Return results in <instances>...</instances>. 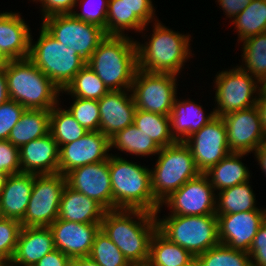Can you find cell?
<instances>
[{
  "label": "cell",
  "mask_w": 266,
  "mask_h": 266,
  "mask_svg": "<svg viewBox=\"0 0 266 266\" xmlns=\"http://www.w3.org/2000/svg\"><path fill=\"white\" fill-rule=\"evenodd\" d=\"M100 229L131 265L148 262L151 238L157 230L154 213L144 210H109L104 214Z\"/></svg>",
  "instance_id": "cell-1"
},
{
  "label": "cell",
  "mask_w": 266,
  "mask_h": 266,
  "mask_svg": "<svg viewBox=\"0 0 266 266\" xmlns=\"http://www.w3.org/2000/svg\"><path fill=\"white\" fill-rule=\"evenodd\" d=\"M86 64L109 91L131 90L138 69L136 40L107 35Z\"/></svg>",
  "instance_id": "cell-2"
},
{
  "label": "cell",
  "mask_w": 266,
  "mask_h": 266,
  "mask_svg": "<svg viewBox=\"0 0 266 266\" xmlns=\"http://www.w3.org/2000/svg\"><path fill=\"white\" fill-rule=\"evenodd\" d=\"M109 172L112 187L113 210H144L160 213V204L154 199L151 172L146 166L111 153Z\"/></svg>",
  "instance_id": "cell-3"
},
{
  "label": "cell",
  "mask_w": 266,
  "mask_h": 266,
  "mask_svg": "<svg viewBox=\"0 0 266 266\" xmlns=\"http://www.w3.org/2000/svg\"><path fill=\"white\" fill-rule=\"evenodd\" d=\"M153 24L151 39L143 44L136 41L138 69L178 76L184 63L193 57L191 35L168 29L159 20Z\"/></svg>",
  "instance_id": "cell-4"
},
{
  "label": "cell",
  "mask_w": 266,
  "mask_h": 266,
  "mask_svg": "<svg viewBox=\"0 0 266 266\" xmlns=\"http://www.w3.org/2000/svg\"><path fill=\"white\" fill-rule=\"evenodd\" d=\"M6 81L11 100L32 110H51L61 90L28 58L6 61Z\"/></svg>",
  "instance_id": "cell-5"
},
{
  "label": "cell",
  "mask_w": 266,
  "mask_h": 266,
  "mask_svg": "<svg viewBox=\"0 0 266 266\" xmlns=\"http://www.w3.org/2000/svg\"><path fill=\"white\" fill-rule=\"evenodd\" d=\"M39 35L35 44L30 37L28 59L63 90L87 62L74 49L57 41L42 26Z\"/></svg>",
  "instance_id": "cell-6"
},
{
  "label": "cell",
  "mask_w": 266,
  "mask_h": 266,
  "mask_svg": "<svg viewBox=\"0 0 266 266\" xmlns=\"http://www.w3.org/2000/svg\"><path fill=\"white\" fill-rule=\"evenodd\" d=\"M155 168L151 172V188L154 199L160 204L187 181L197 177V169L189 147L181 141L161 147Z\"/></svg>",
  "instance_id": "cell-7"
},
{
  "label": "cell",
  "mask_w": 266,
  "mask_h": 266,
  "mask_svg": "<svg viewBox=\"0 0 266 266\" xmlns=\"http://www.w3.org/2000/svg\"><path fill=\"white\" fill-rule=\"evenodd\" d=\"M155 215L157 230L195 257L219 244L217 215H168L163 219Z\"/></svg>",
  "instance_id": "cell-8"
},
{
  "label": "cell",
  "mask_w": 266,
  "mask_h": 266,
  "mask_svg": "<svg viewBox=\"0 0 266 266\" xmlns=\"http://www.w3.org/2000/svg\"><path fill=\"white\" fill-rule=\"evenodd\" d=\"M236 67L219 71L215 75L214 90L216 91L214 98L217 107L213 110L216 116L222 117L232 112L253 107L257 103L261 91L260 82L249 72L243 71L239 66Z\"/></svg>",
  "instance_id": "cell-9"
},
{
  "label": "cell",
  "mask_w": 266,
  "mask_h": 266,
  "mask_svg": "<svg viewBox=\"0 0 266 266\" xmlns=\"http://www.w3.org/2000/svg\"><path fill=\"white\" fill-rule=\"evenodd\" d=\"M41 26L61 44L70 47L86 62L107 36L103 28L84 22L72 14H57L42 19Z\"/></svg>",
  "instance_id": "cell-10"
},
{
  "label": "cell",
  "mask_w": 266,
  "mask_h": 266,
  "mask_svg": "<svg viewBox=\"0 0 266 266\" xmlns=\"http://www.w3.org/2000/svg\"><path fill=\"white\" fill-rule=\"evenodd\" d=\"M66 176L61 173L34 174L30 200L22 227H49L57 218L61 196L66 185Z\"/></svg>",
  "instance_id": "cell-11"
},
{
  "label": "cell",
  "mask_w": 266,
  "mask_h": 266,
  "mask_svg": "<svg viewBox=\"0 0 266 266\" xmlns=\"http://www.w3.org/2000/svg\"><path fill=\"white\" fill-rule=\"evenodd\" d=\"M177 76L137 69L131 92L137 109L170 116L177 97Z\"/></svg>",
  "instance_id": "cell-12"
},
{
  "label": "cell",
  "mask_w": 266,
  "mask_h": 266,
  "mask_svg": "<svg viewBox=\"0 0 266 266\" xmlns=\"http://www.w3.org/2000/svg\"><path fill=\"white\" fill-rule=\"evenodd\" d=\"M216 193L205 173L187 181L177 191L160 203L167 205L168 215L203 216L216 215Z\"/></svg>",
  "instance_id": "cell-13"
},
{
  "label": "cell",
  "mask_w": 266,
  "mask_h": 266,
  "mask_svg": "<svg viewBox=\"0 0 266 266\" xmlns=\"http://www.w3.org/2000/svg\"><path fill=\"white\" fill-rule=\"evenodd\" d=\"M184 143L189 147L197 169L206 173L232 153L227 143V129L221 116H215Z\"/></svg>",
  "instance_id": "cell-14"
},
{
  "label": "cell",
  "mask_w": 266,
  "mask_h": 266,
  "mask_svg": "<svg viewBox=\"0 0 266 266\" xmlns=\"http://www.w3.org/2000/svg\"><path fill=\"white\" fill-rule=\"evenodd\" d=\"M227 129L229 150L253 153L266 140L256 106L222 116Z\"/></svg>",
  "instance_id": "cell-15"
},
{
  "label": "cell",
  "mask_w": 266,
  "mask_h": 266,
  "mask_svg": "<svg viewBox=\"0 0 266 266\" xmlns=\"http://www.w3.org/2000/svg\"><path fill=\"white\" fill-rule=\"evenodd\" d=\"M110 139L100 131H88L82 138L59 148V173L106 161L110 157Z\"/></svg>",
  "instance_id": "cell-16"
},
{
  "label": "cell",
  "mask_w": 266,
  "mask_h": 266,
  "mask_svg": "<svg viewBox=\"0 0 266 266\" xmlns=\"http://www.w3.org/2000/svg\"><path fill=\"white\" fill-rule=\"evenodd\" d=\"M65 176L69 187L96 200L107 211L113 210L109 159L74 168Z\"/></svg>",
  "instance_id": "cell-17"
},
{
  "label": "cell",
  "mask_w": 266,
  "mask_h": 266,
  "mask_svg": "<svg viewBox=\"0 0 266 266\" xmlns=\"http://www.w3.org/2000/svg\"><path fill=\"white\" fill-rule=\"evenodd\" d=\"M219 243L249 252L253 239L266 219V211H247L217 215Z\"/></svg>",
  "instance_id": "cell-18"
},
{
  "label": "cell",
  "mask_w": 266,
  "mask_h": 266,
  "mask_svg": "<svg viewBox=\"0 0 266 266\" xmlns=\"http://www.w3.org/2000/svg\"><path fill=\"white\" fill-rule=\"evenodd\" d=\"M55 249L71 258L89 256L100 224L79 223L56 219L50 226Z\"/></svg>",
  "instance_id": "cell-19"
},
{
  "label": "cell",
  "mask_w": 266,
  "mask_h": 266,
  "mask_svg": "<svg viewBox=\"0 0 266 266\" xmlns=\"http://www.w3.org/2000/svg\"><path fill=\"white\" fill-rule=\"evenodd\" d=\"M98 105L99 131L109 139L127 126L133 125L137 108L131 90L109 91L98 100Z\"/></svg>",
  "instance_id": "cell-20"
},
{
  "label": "cell",
  "mask_w": 266,
  "mask_h": 266,
  "mask_svg": "<svg viewBox=\"0 0 266 266\" xmlns=\"http://www.w3.org/2000/svg\"><path fill=\"white\" fill-rule=\"evenodd\" d=\"M30 31L19 12L0 13V55L5 61L29 57Z\"/></svg>",
  "instance_id": "cell-21"
},
{
  "label": "cell",
  "mask_w": 266,
  "mask_h": 266,
  "mask_svg": "<svg viewBox=\"0 0 266 266\" xmlns=\"http://www.w3.org/2000/svg\"><path fill=\"white\" fill-rule=\"evenodd\" d=\"M21 172L35 175L59 173V147L50 132L19 148Z\"/></svg>",
  "instance_id": "cell-22"
},
{
  "label": "cell",
  "mask_w": 266,
  "mask_h": 266,
  "mask_svg": "<svg viewBox=\"0 0 266 266\" xmlns=\"http://www.w3.org/2000/svg\"><path fill=\"white\" fill-rule=\"evenodd\" d=\"M54 249L53 234L49 227H22L9 263L12 266H33Z\"/></svg>",
  "instance_id": "cell-23"
},
{
  "label": "cell",
  "mask_w": 266,
  "mask_h": 266,
  "mask_svg": "<svg viewBox=\"0 0 266 266\" xmlns=\"http://www.w3.org/2000/svg\"><path fill=\"white\" fill-rule=\"evenodd\" d=\"M34 174L19 172L8 175L0 192V207L4 218L21 221L30 200Z\"/></svg>",
  "instance_id": "cell-24"
},
{
  "label": "cell",
  "mask_w": 266,
  "mask_h": 266,
  "mask_svg": "<svg viewBox=\"0 0 266 266\" xmlns=\"http://www.w3.org/2000/svg\"><path fill=\"white\" fill-rule=\"evenodd\" d=\"M106 211L96 200L75 191L66 184L61 196L57 219L101 224Z\"/></svg>",
  "instance_id": "cell-25"
},
{
  "label": "cell",
  "mask_w": 266,
  "mask_h": 266,
  "mask_svg": "<svg viewBox=\"0 0 266 266\" xmlns=\"http://www.w3.org/2000/svg\"><path fill=\"white\" fill-rule=\"evenodd\" d=\"M177 98L174 99L170 114L171 133L176 141L184 142L216 115L214 110L205 115L202 106L193 102V100L183 99V101H180Z\"/></svg>",
  "instance_id": "cell-26"
},
{
  "label": "cell",
  "mask_w": 266,
  "mask_h": 266,
  "mask_svg": "<svg viewBox=\"0 0 266 266\" xmlns=\"http://www.w3.org/2000/svg\"><path fill=\"white\" fill-rule=\"evenodd\" d=\"M247 154L232 152L205 173L215 192L250 180L252 175L240 160Z\"/></svg>",
  "instance_id": "cell-27"
},
{
  "label": "cell",
  "mask_w": 266,
  "mask_h": 266,
  "mask_svg": "<svg viewBox=\"0 0 266 266\" xmlns=\"http://www.w3.org/2000/svg\"><path fill=\"white\" fill-rule=\"evenodd\" d=\"M50 130V110L26 109L20 120L10 131L8 141L17 148L43 137Z\"/></svg>",
  "instance_id": "cell-28"
},
{
  "label": "cell",
  "mask_w": 266,
  "mask_h": 266,
  "mask_svg": "<svg viewBox=\"0 0 266 266\" xmlns=\"http://www.w3.org/2000/svg\"><path fill=\"white\" fill-rule=\"evenodd\" d=\"M244 182L217 192L216 215L235 214L247 211H266L256 207V198L253 189Z\"/></svg>",
  "instance_id": "cell-29"
},
{
  "label": "cell",
  "mask_w": 266,
  "mask_h": 266,
  "mask_svg": "<svg viewBox=\"0 0 266 266\" xmlns=\"http://www.w3.org/2000/svg\"><path fill=\"white\" fill-rule=\"evenodd\" d=\"M194 258L189 251L168 240L158 230L153 234L148 259L152 266H184Z\"/></svg>",
  "instance_id": "cell-30"
},
{
  "label": "cell",
  "mask_w": 266,
  "mask_h": 266,
  "mask_svg": "<svg viewBox=\"0 0 266 266\" xmlns=\"http://www.w3.org/2000/svg\"><path fill=\"white\" fill-rule=\"evenodd\" d=\"M110 148L130 153V155L150 156L156 155L160 147L134 124L127 126L110 138Z\"/></svg>",
  "instance_id": "cell-31"
},
{
  "label": "cell",
  "mask_w": 266,
  "mask_h": 266,
  "mask_svg": "<svg viewBox=\"0 0 266 266\" xmlns=\"http://www.w3.org/2000/svg\"><path fill=\"white\" fill-rule=\"evenodd\" d=\"M133 124L160 148L177 142L171 133L170 116L136 109Z\"/></svg>",
  "instance_id": "cell-32"
},
{
  "label": "cell",
  "mask_w": 266,
  "mask_h": 266,
  "mask_svg": "<svg viewBox=\"0 0 266 266\" xmlns=\"http://www.w3.org/2000/svg\"><path fill=\"white\" fill-rule=\"evenodd\" d=\"M146 24L129 10L126 0H109L106 20V35L124 36V30H145Z\"/></svg>",
  "instance_id": "cell-33"
},
{
  "label": "cell",
  "mask_w": 266,
  "mask_h": 266,
  "mask_svg": "<svg viewBox=\"0 0 266 266\" xmlns=\"http://www.w3.org/2000/svg\"><path fill=\"white\" fill-rule=\"evenodd\" d=\"M59 103L50 110V134L58 147L82 138L88 131L81 126L68 111L59 107Z\"/></svg>",
  "instance_id": "cell-34"
},
{
  "label": "cell",
  "mask_w": 266,
  "mask_h": 266,
  "mask_svg": "<svg viewBox=\"0 0 266 266\" xmlns=\"http://www.w3.org/2000/svg\"><path fill=\"white\" fill-rule=\"evenodd\" d=\"M231 24H235L238 41L266 32V0H252Z\"/></svg>",
  "instance_id": "cell-35"
},
{
  "label": "cell",
  "mask_w": 266,
  "mask_h": 266,
  "mask_svg": "<svg viewBox=\"0 0 266 266\" xmlns=\"http://www.w3.org/2000/svg\"><path fill=\"white\" fill-rule=\"evenodd\" d=\"M241 42H243L242 63L245 64L239 67L261 82L266 76V32L251 36Z\"/></svg>",
  "instance_id": "cell-36"
},
{
  "label": "cell",
  "mask_w": 266,
  "mask_h": 266,
  "mask_svg": "<svg viewBox=\"0 0 266 266\" xmlns=\"http://www.w3.org/2000/svg\"><path fill=\"white\" fill-rule=\"evenodd\" d=\"M73 97L89 100H100L109 92L108 88L97 74L86 64L74 77V79L61 90Z\"/></svg>",
  "instance_id": "cell-37"
},
{
  "label": "cell",
  "mask_w": 266,
  "mask_h": 266,
  "mask_svg": "<svg viewBox=\"0 0 266 266\" xmlns=\"http://www.w3.org/2000/svg\"><path fill=\"white\" fill-rule=\"evenodd\" d=\"M200 266H252L250 255L218 244L196 256Z\"/></svg>",
  "instance_id": "cell-38"
},
{
  "label": "cell",
  "mask_w": 266,
  "mask_h": 266,
  "mask_svg": "<svg viewBox=\"0 0 266 266\" xmlns=\"http://www.w3.org/2000/svg\"><path fill=\"white\" fill-rule=\"evenodd\" d=\"M89 257L100 266H132L101 229L95 235Z\"/></svg>",
  "instance_id": "cell-39"
},
{
  "label": "cell",
  "mask_w": 266,
  "mask_h": 266,
  "mask_svg": "<svg viewBox=\"0 0 266 266\" xmlns=\"http://www.w3.org/2000/svg\"><path fill=\"white\" fill-rule=\"evenodd\" d=\"M68 111L87 131H99L100 112L98 100L74 97Z\"/></svg>",
  "instance_id": "cell-40"
},
{
  "label": "cell",
  "mask_w": 266,
  "mask_h": 266,
  "mask_svg": "<svg viewBox=\"0 0 266 266\" xmlns=\"http://www.w3.org/2000/svg\"><path fill=\"white\" fill-rule=\"evenodd\" d=\"M80 3H79V2ZM109 0H77L82 12L72 11V15L84 22L92 23L104 29L106 34V20Z\"/></svg>",
  "instance_id": "cell-41"
},
{
  "label": "cell",
  "mask_w": 266,
  "mask_h": 266,
  "mask_svg": "<svg viewBox=\"0 0 266 266\" xmlns=\"http://www.w3.org/2000/svg\"><path fill=\"white\" fill-rule=\"evenodd\" d=\"M22 225L19 220L3 218L0 220V254L8 261L12 259Z\"/></svg>",
  "instance_id": "cell-42"
},
{
  "label": "cell",
  "mask_w": 266,
  "mask_h": 266,
  "mask_svg": "<svg viewBox=\"0 0 266 266\" xmlns=\"http://www.w3.org/2000/svg\"><path fill=\"white\" fill-rule=\"evenodd\" d=\"M25 110L24 106L11 99L0 105V141L8 140L10 131Z\"/></svg>",
  "instance_id": "cell-43"
},
{
  "label": "cell",
  "mask_w": 266,
  "mask_h": 266,
  "mask_svg": "<svg viewBox=\"0 0 266 266\" xmlns=\"http://www.w3.org/2000/svg\"><path fill=\"white\" fill-rule=\"evenodd\" d=\"M0 172L8 175L21 172L19 148L8 140L0 141Z\"/></svg>",
  "instance_id": "cell-44"
},
{
  "label": "cell",
  "mask_w": 266,
  "mask_h": 266,
  "mask_svg": "<svg viewBox=\"0 0 266 266\" xmlns=\"http://www.w3.org/2000/svg\"><path fill=\"white\" fill-rule=\"evenodd\" d=\"M248 254L252 266H266V219L260 225Z\"/></svg>",
  "instance_id": "cell-45"
},
{
  "label": "cell",
  "mask_w": 266,
  "mask_h": 266,
  "mask_svg": "<svg viewBox=\"0 0 266 266\" xmlns=\"http://www.w3.org/2000/svg\"><path fill=\"white\" fill-rule=\"evenodd\" d=\"M40 2L42 17L46 18L57 14H71L77 4V0H33Z\"/></svg>",
  "instance_id": "cell-46"
},
{
  "label": "cell",
  "mask_w": 266,
  "mask_h": 266,
  "mask_svg": "<svg viewBox=\"0 0 266 266\" xmlns=\"http://www.w3.org/2000/svg\"><path fill=\"white\" fill-rule=\"evenodd\" d=\"M126 4L131 13H135L147 26L153 20L157 21L152 0H126Z\"/></svg>",
  "instance_id": "cell-47"
},
{
  "label": "cell",
  "mask_w": 266,
  "mask_h": 266,
  "mask_svg": "<svg viewBox=\"0 0 266 266\" xmlns=\"http://www.w3.org/2000/svg\"><path fill=\"white\" fill-rule=\"evenodd\" d=\"M72 258L65 255L58 249H54L52 252L44 255L33 266H70Z\"/></svg>",
  "instance_id": "cell-48"
},
{
  "label": "cell",
  "mask_w": 266,
  "mask_h": 266,
  "mask_svg": "<svg viewBox=\"0 0 266 266\" xmlns=\"http://www.w3.org/2000/svg\"><path fill=\"white\" fill-rule=\"evenodd\" d=\"M252 0H216L229 19H234Z\"/></svg>",
  "instance_id": "cell-49"
},
{
  "label": "cell",
  "mask_w": 266,
  "mask_h": 266,
  "mask_svg": "<svg viewBox=\"0 0 266 266\" xmlns=\"http://www.w3.org/2000/svg\"><path fill=\"white\" fill-rule=\"evenodd\" d=\"M255 106L259 113L262 128L266 134V91L265 90L261 89Z\"/></svg>",
  "instance_id": "cell-50"
},
{
  "label": "cell",
  "mask_w": 266,
  "mask_h": 266,
  "mask_svg": "<svg viewBox=\"0 0 266 266\" xmlns=\"http://www.w3.org/2000/svg\"><path fill=\"white\" fill-rule=\"evenodd\" d=\"M8 87L6 81L5 64L0 65V105L9 100Z\"/></svg>",
  "instance_id": "cell-51"
},
{
  "label": "cell",
  "mask_w": 266,
  "mask_h": 266,
  "mask_svg": "<svg viewBox=\"0 0 266 266\" xmlns=\"http://www.w3.org/2000/svg\"><path fill=\"white\" fill-rule=\"evenodd\" d=\"M254 155L266 176V140L255 150Z\"/></svg>",
  "instance_id": "cell-52"
},
{
  "label": "cell",
  "mask_w": 266,
  "mask_h": 266,
  "mask_svg": "<svg viewBox=\"0 0 266 266\" xmlns=\"http://www.w3.org/2000/svg\"><path fill=\"white\" fill-rule=\"evenodd\" d=\"M70 266H100L89 256L72 258Z\"/></svg>",
  "instance_id": "cell-53"
},
{
  "label": "cell",
  "mask_w": 266,
  "mask_h": 266,
  "mask_svg": "<svg viewBox=\"0 0 266 266\" xmlns=\"http://www.w3.org/2000/svg\"><path fill=\"white\" fill-rule=\"evenodd\" d=\"M8 174L7 173H2L0 172V192L5 184L6 178H7Z\"/></svg>",
  "instance_id": "cell-54"
},
{
  "label": "cell",
  "mask_w": 266,
  "mask_h": 266,
  "mask_svg": "<svg viewBox=\"0 0 266 266\" xmlns=\"http://www.w3.org/2000/svg\"><path fill=\"white\" fill-rule=\"evenodd\" d=\"M184 266H200V264L195 257L191 262H189L188 264H186Z\"/></svg>",
  "instance_id": "cell-55"
},
{
  "label": "cell",
  "mask_w": 266,
  "mask_h": 266,
  "mask_svg": "<svg viewBox=\"0 0 266 266\" xmlns=\"http://www.w3.org/2000/svg\"><path fill=\"white\" fill-rule=\"evenodd\" d=\"M260 86L262 90L266 91V76L265 78L260 82Z\"/></svg>",
  "instance_id": "cell-56"
},
{
  "label": "cell",
  "mask_w": 266,
  "mask_h": 266,
  "mask_svg": "<svg viewBox=\"0 0 266 266\" xmlns=\"http://www.w3.org/2000/svg\"><path fill=\"white\" fill-rule=\"evenodd\" d=\"M9 263L1 254H0V266Z\"/></svg>",
  "instance_id": "cell-57"
},
{
  "label": "cell",
  "mask_w": 266,
  "mask_h": 266,
  "mask_svg": "<svg viewBox=\"0 0 266 266\" xmlns=\"http://www.w3.org/2000/svg\"><path fill=\"white\" fill-rule=\"evenodd\" d=\"M132 266H152L149 262L134 264Z\"/></svg>",
  "instance_id": "cell-58"
},
{
  "label": "cell",
  "mask_w": 266,
  "mask_h": 266,
  "mask_svg": "<svg viewBox=\"0 0 266 266\" xmlns=\"http://www.w3.org/2000/svg\"><path fill=\"white\" fill-rule=\"evenodd\" d=\"M5 63H6V61L0 55V65H4Z\"/></svg>",
  "instance_id": "cell-59"
},
{
  "label": "cell",
  "mask_w": 266,
  "mask_h": 266,
  "mask_svg": "<svg viewBox=\"0 0 266 266\" xmlns=\"http://www.w3.org/2000/svg\"><path fill=\"white\" fill-rule=\"evenodd\" d=\"M3 218H4V216L2 214V210H1V207H0V220L3 219Z\"/></svg>",
  "instance_id": "cell-60"
},
{
  "label": "cell",
  "mask_w": 266,
  "mask_h": 266,
  "mask_svg": "<svg viewBox=\"0 0 266 266\" xmlns=\"http://www.w3.org/2000/svg\"><path fill=\"white\" fill-rule=\"evenodd\" d=\"M2 266H12L10 263H7L5 265H2Z\"/></svg>",
  "instance_id": "cell-61"
}]
</instances>
